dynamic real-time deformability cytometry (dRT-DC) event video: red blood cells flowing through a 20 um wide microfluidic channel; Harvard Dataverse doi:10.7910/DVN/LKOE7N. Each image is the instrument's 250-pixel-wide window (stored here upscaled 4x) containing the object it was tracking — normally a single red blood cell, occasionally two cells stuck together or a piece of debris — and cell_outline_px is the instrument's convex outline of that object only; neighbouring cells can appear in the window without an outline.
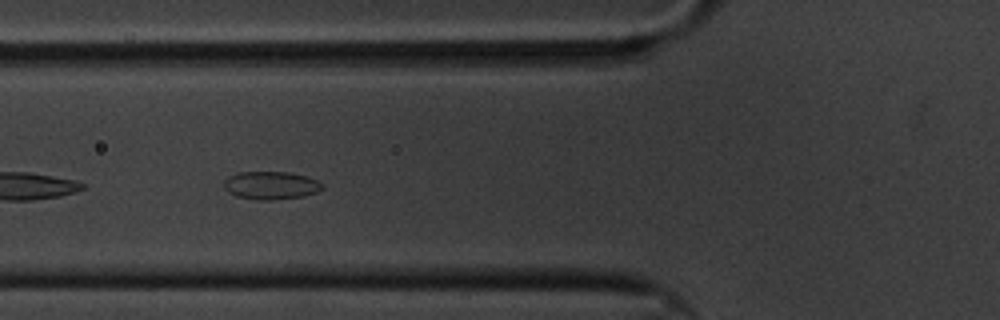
{"species": "common noctule bat (a hibernating species)", "species_latin": "Nyctalus noctula", "temperature_condition": "cold", "stored_images_in_passage": 19, "camera_frame_rate_fps": 3000, "um_per_image_px": 0.085, "animal": {"sex": "male", "body_mass_g": 20.1, "forearm_length_mm": 53.5}, "frame": {"image": 1, "passage_image": 6, "time_ms": 1.667, "image_size_px": [1000, 320], "cell_outline_px": [[324, 188], [316, 192], [304, 196], [268, 200], [256, 200], [236, 196], [228, 192], [224, 188], [224, 180], [228, 176], [236, 172], [288, 172], [308, 176], [324, 184]], "centroid_in_image_um": [23.02, 15.75], "position_along_channel_um": 102.8, "area_um2": 16.18}}
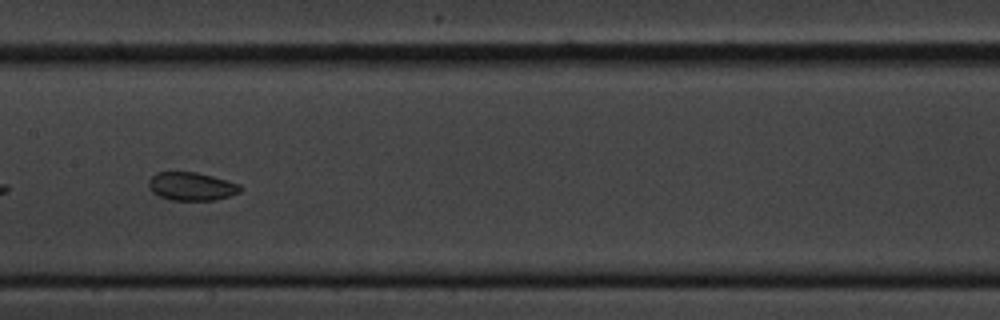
{"frame": {"image": 2, "passage_image": 14, "time_ms": 4.333, "image_size_px": [1000, 320], "cell_outline_px": [[244, 188], [240, 192], [216, 200], [172, 200], [160, 196], [152, 192], [148, 188], [148, 180], [156, 172], [196, 172], [228, 180], [240, 184]], "centroid_in_image_um": [16.29, 15.84], "position_along_channel_um": 191.1, "area_um2": 15.2}}